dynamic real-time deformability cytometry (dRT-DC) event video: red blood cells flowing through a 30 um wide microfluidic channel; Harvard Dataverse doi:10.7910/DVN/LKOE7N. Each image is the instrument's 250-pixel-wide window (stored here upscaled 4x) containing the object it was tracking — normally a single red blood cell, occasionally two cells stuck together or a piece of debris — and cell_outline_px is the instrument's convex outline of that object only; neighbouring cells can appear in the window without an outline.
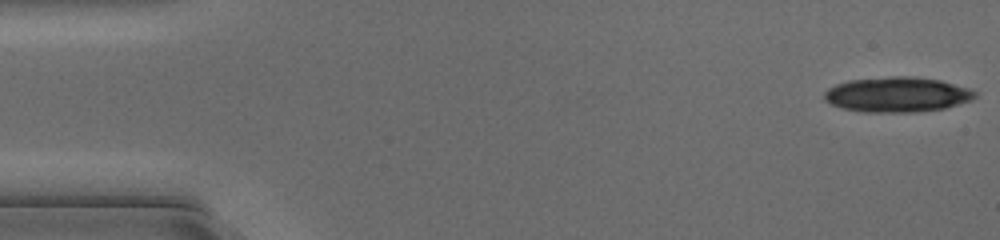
{"species": "common noctule bat (a hibernating species)", "species_latin": "Nyctalus noctula", "temperature_condition": "cold", "stored_images_in_passage": 22, "camera_frame_rate_fps": 3000, "um_per_image_px": 0.085, "animal": {"sex": "female", "body_mass_g": 17.0, "forearm_length_mm": 48.0}, "frame": {"image": 1, "passage_image": 1, "time_ms": 0.0, "image_size_px": [1000, 240], "cell_outline_px": [[980, 92], [972, 100], [944, 108], [912, 112], [864, 112], [844, 108], [832, 104], [824, 100], [824, 92], [828, 88], [836, 84], [848, 80], [892, 76], [916, 76], [940, 80], [968, 88]], "centroid_in_image_um": [76.27, 8.02], "position_along_channel_um": 8.7, "area_um2": 30.87}}